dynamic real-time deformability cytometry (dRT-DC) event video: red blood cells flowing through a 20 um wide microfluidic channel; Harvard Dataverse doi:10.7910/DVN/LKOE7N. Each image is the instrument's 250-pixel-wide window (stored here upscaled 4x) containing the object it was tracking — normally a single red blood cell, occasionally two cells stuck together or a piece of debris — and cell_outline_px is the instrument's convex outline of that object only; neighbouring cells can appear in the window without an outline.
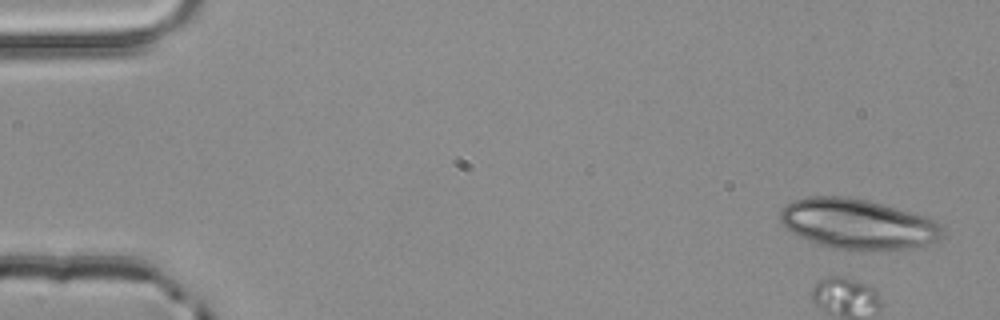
{"species": "common noctule bat (a hibernating species)", "species_latin": "Nyctalus noctula", "temperature_condition": "room temperature", "stored_images_in_passage": 4, "camera_frame_rate_fps": 3000, "um_per_image_px": 0.085, "animal": {"sex": "male", "body_mass_g": 20.4}, "frame": {"image": 1, "passage_image": 1, "time_ms": 0.0, "image_size_px": [1000, 320], "cell_outline_px": [[944, 232], [936, 240], [912, 248], [836, 248], [816, 244], [784, 228], [780, 224], [780, 208], [792, 200], [808, 196], [844, 196], [868, 200], [884, 204], [928, 216], [944, 224]], "centroid_in_image_um": [72.89, 18.99], "position_along_channel_um": 12.1, "area_um2": 47.34}}